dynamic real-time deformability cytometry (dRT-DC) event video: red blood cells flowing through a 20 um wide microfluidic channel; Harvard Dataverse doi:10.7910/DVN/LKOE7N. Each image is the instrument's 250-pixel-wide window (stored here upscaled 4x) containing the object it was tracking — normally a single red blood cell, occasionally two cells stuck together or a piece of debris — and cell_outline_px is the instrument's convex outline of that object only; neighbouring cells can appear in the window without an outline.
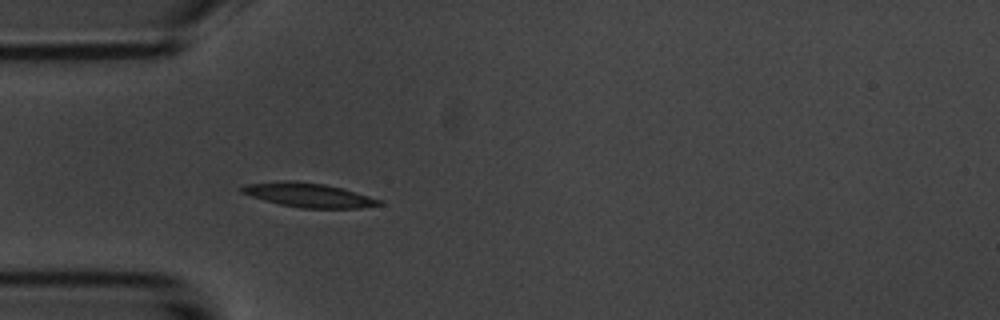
{"species": "common noctule bat (a hibernating species)", "species_latin": "Nyctalus noctula", "temperature_condition": "room temperature", "stored_images_in_passage": 1, "camera_frame_rate_fps": 3000, "um_per_image_px": 0.085, "animal": {"sex": "male", "body_mass_g": 20.1, "forearm_length_mm": 53.5}, "frame": {"image": 1, "passage_image": 1, "time_ms": 0.0, "image_size_px": [1000, 320], "cell_outline_px": [[384, 204], [360, 208], [300, 208], [280, 204], [252, 196], [240, 192], [240, 188], [244, 184], [276, 180], [292, 180], [324, 184], [344, 188], [384, 200]], "centroid_in_image_um": [26.26, 16.57], "position_along_channel_um": 58.7, "area_um2": 19.65}}